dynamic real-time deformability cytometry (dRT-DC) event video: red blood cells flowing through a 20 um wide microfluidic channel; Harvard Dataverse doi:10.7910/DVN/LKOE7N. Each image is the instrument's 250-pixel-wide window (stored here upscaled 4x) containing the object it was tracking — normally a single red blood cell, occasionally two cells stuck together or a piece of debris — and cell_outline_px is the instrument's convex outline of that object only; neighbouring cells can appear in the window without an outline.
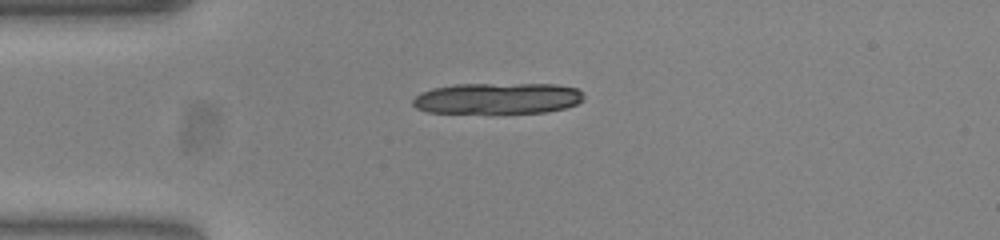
{"species": "common noctule bat (a hibernating species)", "species_latin": "Nyctalus noctula", "temperature_condition": "warm", "stored_images_in_passage": 6, "camera_frame_rate_fps": 3000, "um_per_image_px": 0.085, "animal": {"sex": "female", "body_mass_g": 23.0, "forearm_length_mm": 53.4}, "frame": {"image": 1, "passage_image": 1, "time_ms": 0.0, "image_size_px": [1000, 240], "cell_outline_px": [[584, 100], [576, 104], [564, 108], [544, 112], [428, 112], [416, 108], [412, 104], [412, 100], [420, 92], [432, 88], [456, 84], [556, 84], [576, 88], [584, 96]], "centroid_in_image_um": [42.28, 8.34], "position_along_channel_um": 42.7, "area_um2": 30.75}}